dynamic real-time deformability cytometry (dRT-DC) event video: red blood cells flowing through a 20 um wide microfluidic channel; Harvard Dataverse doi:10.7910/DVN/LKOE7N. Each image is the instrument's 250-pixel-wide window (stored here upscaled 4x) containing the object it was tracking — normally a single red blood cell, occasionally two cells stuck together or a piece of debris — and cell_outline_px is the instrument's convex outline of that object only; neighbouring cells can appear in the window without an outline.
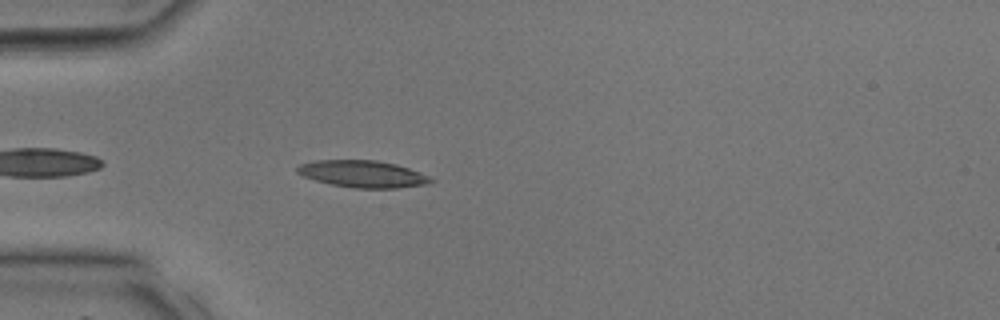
{"species": "common noctule bat (a hibernating species)", "species_latin": "Nyctalus noctula", "temperature_condition": "room temperature", "stored_images_in_passage": 14, "camera_frame_rate_fps": 3000, "um_per_image_px": 0.085, "animal": {"sex": "male", "body_mass_g": 17.9, "forearm_length_mm": 54.2}, "frame": {"image": 1, "passage_image": 3, "time_ms": 0.667, "image_size_px": [1000, 320], "cell_outline_px": [[436, 180], [428, 184], [396, 188], [352, 188], [332, 184], [316, 180], [304, 176], [296, 172], [296, 168], [300, 164], [312, 160], [376, 160], [396, 164], [420, 172]], "centroid_in_image_um": [30.84, 14.78], "position_along_channel_um": 54.2, "area_um2": 20.98}}